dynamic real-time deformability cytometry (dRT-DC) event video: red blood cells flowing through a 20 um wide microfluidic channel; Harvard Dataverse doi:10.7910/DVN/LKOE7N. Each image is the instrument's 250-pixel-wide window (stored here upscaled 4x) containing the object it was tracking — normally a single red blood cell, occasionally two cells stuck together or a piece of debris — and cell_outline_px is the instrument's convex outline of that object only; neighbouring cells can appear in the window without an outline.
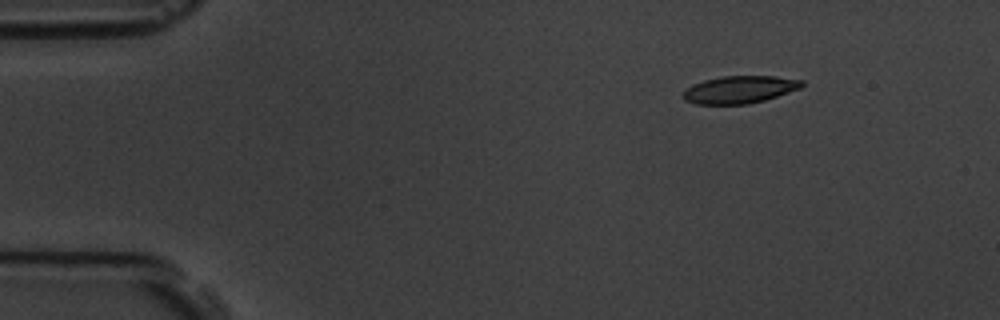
{"species": "common noctule bat (a hibernating species)", "species_latin": "Nyctalus noctula", "temperature_condition": "room temperature", "stored_images_in_passage": 6, "camera_frame_rate_fps": 3000, "um_per_image_px": 0.085, "animal": {"sex": "male", "body_mass_g": 19.5, "forearm_length_mm": 54.6}, "frame": {"image": 1, "passage_image": 1, "time_ms": 0.0, "image_size_px": [1000, 320], "cell_outline_px": [[804, 84], [800, 88], [764, 100], [748, 104], [696, 104], [684, 100], [684, 92], [692, 84], [704, 80], [724, 76], [776, 76], [804, 80]], "centroid_in_image_um": [62.88, 7.61], "position_along_channel_um": 22.1, "area_um2": 18.84}}
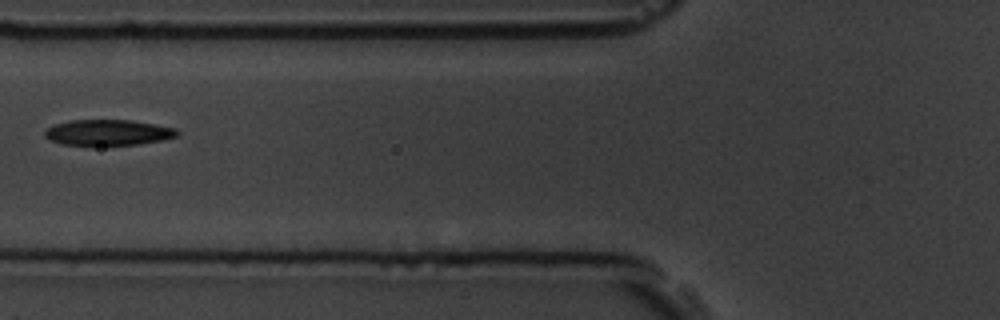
{"frame": {"image": 2, "passage_image": 5, "time_ms": 4.667, "image_size_px": [1000, 320], "cell_outline_px": [[180, 132], [176, 136], [164, 140], [136, 144], [60, 144], [48, 140], [44, 136], [44, 132], [48, 128], [56, 124], [72, 120], [132, 120], [176, 128]], "centroid_in_image_um": [9.19, 11.25], "position_along_channel_um": 116.6, "area_um2": 19.59}}
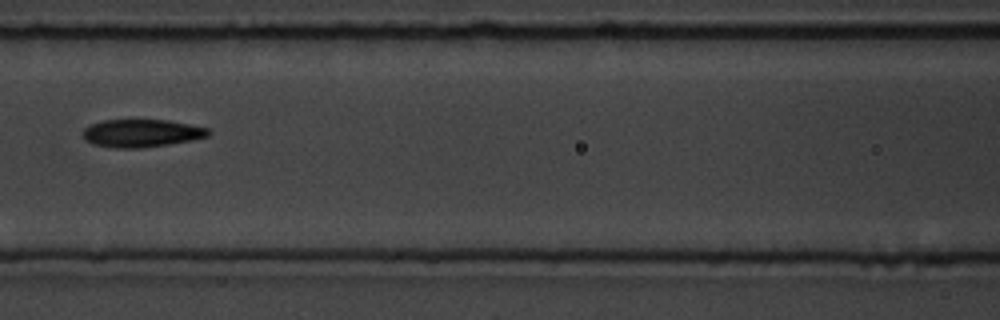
{"frame": {"image": 3, "passage_image": 6, "time_ms": 5.667, "image_size_px": [1000, 320], "cell_outline_px": [[212, 132], [208, 136], [192, 140], [168, 144], [140, 148], [116, 148], [92, 144], [84, 140], [84, 128], [88, 124], [104, 120], [168, 120], [208, 128]], "centroid_in_image_um": [12.01, 11.32], "position_along_channel_um": 154.6, "area_um2": 20.35}}